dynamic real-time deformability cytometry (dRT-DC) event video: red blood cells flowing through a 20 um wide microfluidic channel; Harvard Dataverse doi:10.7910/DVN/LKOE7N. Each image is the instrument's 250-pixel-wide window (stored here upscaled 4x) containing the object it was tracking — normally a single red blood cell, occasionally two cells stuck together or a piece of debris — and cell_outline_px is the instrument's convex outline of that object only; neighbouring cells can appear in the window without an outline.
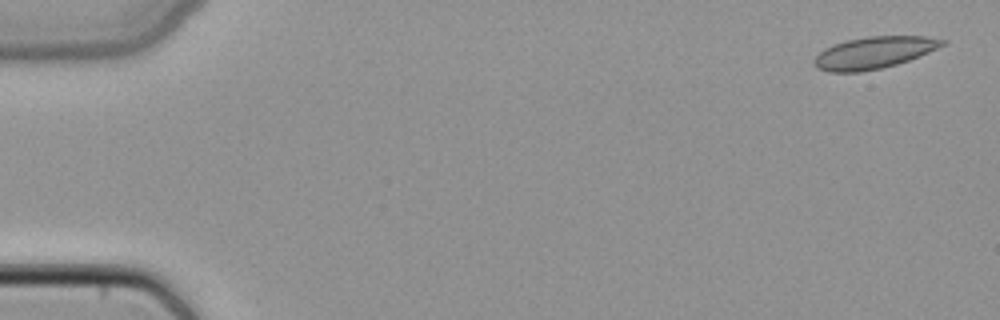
{"species": "common noctule bat (a hibernating species)", "species_latin": "Nyctalus noctula", "temperature_condition": "cold", "stored_images_in_passage": 49, "camera_frame_rate_fps": 3000, "um_per_image_px": 0.085, "animal": {"sex": "female", "body_mass_g": 22.7, "forearm_length_mm": 54.2}, "frame": {"image": 1, "passage_image": 2, "time_ms": 0.333, "image_size_px": [1000, 320], "cell_outline_px": [[948, 44], [908, 60], [896, 64], [880, 68], [860, 72], [828, 72], [816, 68], [812, 64], [812, 60], [824, 48], [832, 44], [844, 40], [868, 36], [924, 36], [948, 40]], "centroid_in_image_um": [74.25, 4.47], "position_along_channel_um": 10.7, "area_um2": 24.04}}
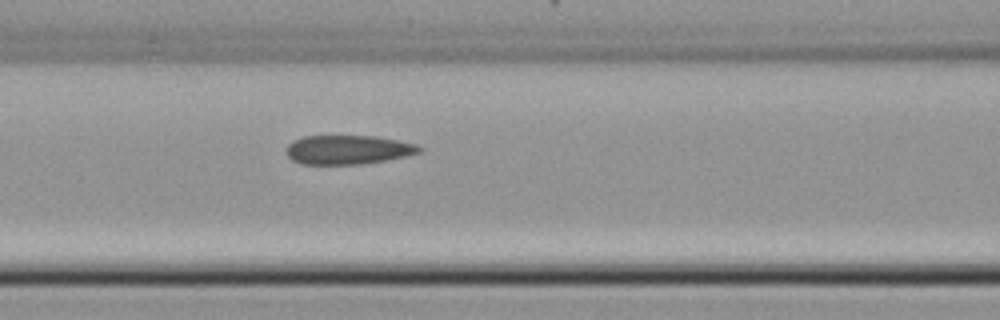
{"frame": {"image": 2, "passage_image": 21, "time_ms": 6.667, "image_size_px": [1000, 320], "cell_outline_px": [[424, 148], [420, 152], [408, 156], [388, 160], [360, 164], [300, 164], [292, 160], [284, 152], [284, 148], [292, 140], [304, 136], [376, 136], [416, 144]], "centroid_in_image_um": [29.55, 12.73], "position_along_channel_um": 137.0, "area_um2": 22.83}}
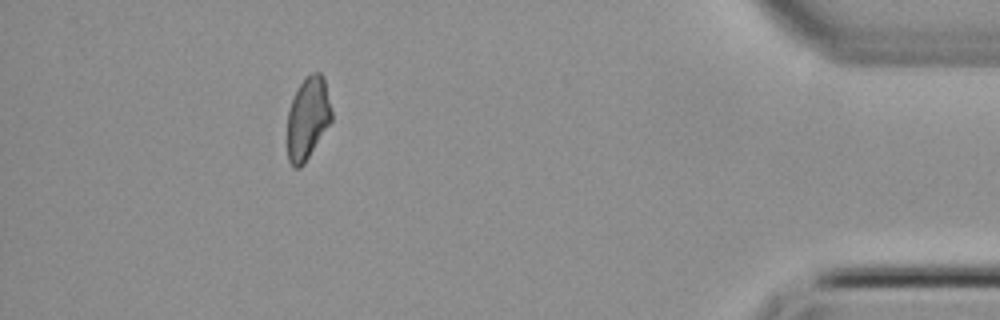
{"frame": {"image": 3, "passage_image": 44, "time_ms": 14.333, "image_size_px": [1000, 320], "cell_outline_px": [[332, 120], [304, 164], [300, 168], [292, 168], [288, 160], [288, 108], [300, 84], [312, 72], [320, 72], [324, 76], [332, 112]], "centroid_in_image_um": [26.16, 10.07], "position_along_channel_um": 409.0, "area_um2": 21.15}}